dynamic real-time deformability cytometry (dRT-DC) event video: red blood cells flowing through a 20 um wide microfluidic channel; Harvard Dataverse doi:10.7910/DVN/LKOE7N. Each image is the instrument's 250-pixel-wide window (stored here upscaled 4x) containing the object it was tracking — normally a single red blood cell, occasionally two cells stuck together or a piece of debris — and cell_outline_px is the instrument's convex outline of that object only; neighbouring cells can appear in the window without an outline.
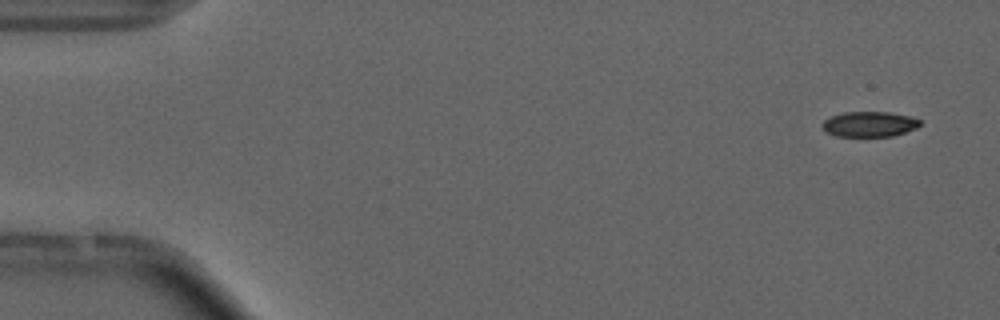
{"species": "common noctule bat (a hibernating species)", "species_latin": "Nyctalus noctula", "temperature_condition": "cold", "stored_images_in_passage": 5, "camera_frame_rate_fps": 3000, "um_per_image_px": 0.085, "animal": {"sex": "male", "forearm_length_mm": 52.5}, "frame": {"image": 1, "passage_image": 1, "time_ms": 0.0, "image_size_px": [1000, 320], "cell_outline_px": [[920, 124], [916, 128], [892, 136], [836, 136], [828, 132], [820, 124], [824, 120], [832, 116], [844, 112], [888, 112], [912, 116], [920, 120]], "centroid_in_image_um": [73.91, 10.54], "position_along_channel_um": 11.1, "area_um2": 14.28}}